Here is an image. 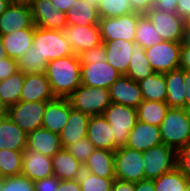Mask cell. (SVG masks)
<instances>
[{
  "label": "cell",
  "mask_w": 190,
  "mask_h": 191,
  "mask_svg": "<svg viewBox=\"0 0 190 191\" xmlns=\"http://www.w3.org/2000/svg\"><path fill=\"white\" fill-rule=\"evenodd\" d=\"M45 75L55 97L68 98L81 85V62L73 54L49 61Z\"/></svg>",
  "instance_id": "cell-1"
},
{
  "label": "cell",
  "mask_w": 190,
  "mask_h": 191,
  "mask_svg": "<svg viewBox=\"0 0 190 191\" xmlns=\"http://www.w3.org/2000/svg\"><path fill=\"white\" fill-rule=\"evenodd\" d=\"M159 130L163 144L178 151L190 141V110L169 108Z\"/></svg>",
  "instance_id": "cell-2"
},
{
  "label": "cell",
  "mask_w": 190,
  "mask_h": 191,
  "mask_svg": "<svg viewBox=\"0 0 190 191\" xmlns=\"http://www.w3.org/2000/svg\"><path fill=\"white\" fill-rule=\"evenodd\" d=\"M32 45L37 54L47 62L74 54L61 30L35 26Z\"/></svg>",
  "instance_id": "cell-3"
},
{
  "label": "cell",
  "mask_w": 190,
  "mask_h": 191,
  "mask_svg": "<svg viewBox=\"0 0 190 191\" xmlns=\"http://www.w3.org/2000/svg\"><path fill=\"white\" fill-rule=\"evenodd\" d=\"M102 115L111 127L114 151L117 148L126 146L129 132L138 120L137 109L112 102Z\"/></svg>",
  "instance_id": "cell-4"
},
{
  "label": "cell",
  "mask_w": 190,
  "mask_h": 191,
  "mask_svg": "<svg viewBox=\"0 0 190 191\" xmlns=\"http://www.w3.org/2000/svg\"><path fill=\"white\" fill-rule=\"evenodd\" d=\"M72 109L89 116L102 115L112 103L108 89L80 85L69 97Z\"/></svg>",
  "instance_id": "cell-5"
},
{
  "label": "cell",
  "mask_w": 190,
  "mask_h": 191,
  "mask_svg": "<svg viewBox=\"0 0 190 191\" xmlns=\"http://www.w3.org/2000/svg\"><path fill=\"white\" fill-rule=\"evenodd\" d=\"M145 179L154 180L177 167V151L165 144L143 151Z\"/></svg>",
  "instance_id": "cell-6"
},
{
  "label": "cell",
  "mask_w": 190,
  "mask_h": 191,
  "mask_svg": "<svg viewBox=\"0 0 190 191\" xmlns=\"http://www.w3.org/2000/svg\"><path fill=\"white\" fill-rule=\"evenodd\" d=\"M143 152L129 147H120L114 151L115 178L129 182L145 179Z\"/></svg>",
  "instance_id": "cell-7"
},
{
  "label": "cell",
  "mask_w": 190,
  "mask_h": 191,
  "mask_svg": "<svg viewBox=\"0 0 190 191\" xmlns=\"http://www.w3.org/2000/svg\"><path fill=\"white\" fill-rule=\"evenodd\" d=\"M182 43L161 41L145 49L148 62L156 73H166L180 68Z\"/></svg>",
  "instance_id": "cell-8"
},
{
  "label": "cell",
  "mask_w": 190,
  "mask_h": 191,
  "mask_svg": "<svg viewBox=\"0 0 190 191\" xmlns=\"http://www.w3.org/2000/svg\"><path fill=\"white\" fill-rule=\"evenodd\" d=\"M46 101L18 103L8 108V117L26 134L42 127Z\"/></svg>",
  "instance_id": "cell-9"
},
{
  "label": "cell",
  "mask_w": 190,
  "mask_h": 191,
  "mask_svg": "<svg viewBox=\"0 0 190 191\" xmlns=\"http://www.w3.org/2000/svg\"><path fill=\"white\" fill-rule=\"evenodd\" d=\"M98 25L102 41L126 40L135 42L137 13L100 18Z\"/></svg>",
  "instance_id": "cell-10"
},
{
  "label": "cell",
  "mask_w": 190,
  "mask_h": 191,
  "mask_svg": "<svg viewBox=\"0 0 190 191\" xmlns=\"http://www.w3.org/2000/svg\"><path fill=\"white\" fill-rule=\"evenodd\" d=\"M158 35L164 41L182 43L184 37L185 20L176 13L163 12L154 7L145 14Z\"/></svg>",
  "instance_id": "cell-11"
},
{
  "label": "cell",
  "mask_w": 190,
  "mask_h": 191,
  "mask_svg": "<svg viewBox=\"0 0 190 191\" xmlns=\"http://www.w3.org/2000/svg\"><path fill=\"white\" fill-rule=\"evenodd\" d=\"M27 28H35L29 2L12 1L0 15V36Z\"/></svg>",
  "instance_id": "cell-12"
},
{
  "label": "cell",
  "mask_w": 190,
  "mask_h": 191,
  "mask_svg": "<svg viewBox=\"0 0 190 191\" xmlns=\"http://www.w3.org/2000/svg\"><path fill=\"white\" fill-rule=\"evenodd\" d=\"M29 4L36 27L56 30L67 27L66 13L56 8L51 0H31Z\"/></svg>",
  "instance_id": "cell-13"
},
{
  "label": "cell",
  "mask_w": 190,
  "mask_h": 191,
  "mask_svg": "<svg viewBox=\"0 0 190 191\" xmlns=\"http://www.w3.org/2000/svg\"><path fill=\"white\" fill-rule=\"evenodd\" d=\"M69 41L74 54L79 55L85 50H91L102 44L99 25L67 26L61 30Z\"/></svg>",
  "instance_id": "cell-14"
},
{
  "label": "cell",
  "mask_w": 190,
  "mask_h": 191,
  "mask_svg": "<svg viewBox=\"0 0 190 191\" xmlns=\"http://www.w3.org/2000/svg\"><path fill=\"white\" fill-rule=\"evenodd\" d=\"M122 75L107 61H92V64L81 65V84L108 89Z\"/></svg>",
  "instance_id": "cell-15"
},
{
  "label": "cell",
  "mask_w": 190,
  "mask_h": 191,
  "mask_svg": "<svg viewBox=\"0 0 190 191\" xmlns=\"http://www.w3.org/2000/svg\"><path fill=\"white\" fill-rule=\"evenodd\" d=\"M161 144L159 127L137 120L129 132L126 147L143 152Z\"/></svg>",
  "instance_id": "cell-16"
},
{
  "label": "cell",
  "mask_w": 190,
  "mask_h": 191,
  "mask_svg": "<svg viewBox=\"0 0 190 191\" xmlns=\"http://www.w3.org/2000/svg\"><path fill=\"white\" fill-rule=\"evenodd\" d=\"M71 110V104L66 97H55L46 101L42 127L59 134L62 128L66 126Z\"/></svg>",
  "instance_id": "cell-17"
},
{
  "label": "cell",
  "mask_w": 190,
  "mask_h": 191,
  "mask_svg": "<svg viewBox=\"0 0 190 191\" xmlns=\"http://www.w3.org/2000/svg\"><path fill=\"white\" fill-rule=\"evenodd\" d=\"M111 101L137 108L143 101L138 82L122 75L108 88Z\"/></svg>",
  "instance_id": "cell-18"
},
{
  "label": "cell",
  "mask_w": 190,
  "mask_h": 191,
  "mask_svg": "<svg viewBox=\"0 0 190 191\" xmlns=\"http://www.w3.org/2000/svg\"><path fill=\"white\" fill-rule=\"evenodd\" d=\"M55 98L45 73L25 74L20 101H49Z\"/></svg>",
  "instance_id": "cell-19"
},
{
  "label": "cell",
  "mask_w": 190,
  "mask_h": 191,
  "mask_svg": "<svg viewBox=\"0 0 190 191\" xmlns=\"http://www.w3.org/2000/svg\"><path fill=\"white\" fill-rule=\"evenodd\" d=\"M22 175L32 181L54 175L51 157L45 156L35 150L23 151Z\"/></svg>",
  "instance_id": "cell-20"
},
{
  "label": "cell",
  "mask_w": 190,
  "mask_h": 191,
  "mask_svg": "<svg viewBox=\"0 0 190 191\" xmlns=\"http://www.w3.org/2000/svg\"><path fill=\"white\" fill-rule=\"evenodd\" d=\"M26 149L35 150L45 156L53 157L63 147L59 134L40 127L27 134Z\"/></svg>",
  "instance_id": "cell-21"
},
{
  "label": "cell",
  "mask_w": 190,
  "mask_h": 191,
  "mask_svg": "<svg viewBox=\"0 0 190 191\" xmlns=\"http://www.w3.org/2000/svg\"><path fill=\"white\" fill-rule=\"evenodd\" d=\"M106 54L107 62L121 75H126L132 57V49L135 42L126 40L102 41Z\"/></svg>",
  "instance_id": "cell-22"
},
{
  "label": "cell",
  "mask_w": 190,
  "mask_h": 191,
  "mask_svg": "<svg viewBox=\"0 0 190 191\" xmlns=\"http://www.w3.org/2000/svg\"><path fill=\"white\" fill-rule=\"evenodd\" d=\"M90 117L91 116L74 109L69 112L66 126H64L59 133L63 149L68 145L76 143L77 140L87 137V128Z\"/></svg>",
  "instance_id": "cell-23"
},
{
  "label": "cell",
  "mask_w": 190,
  "mask_h": 191,
  "mask_svg": "<svg viewBox=\"0 0 190 191\" xmlns=\"http://www.w3.org/2000/svg\"><path fill=\"white\" fill-rule=\"evenodd\" d=\"M87 137L95 149L114 151L113 133L103 115L91 116L88 122Z\"/></svg>",
  "instance_id": "cell-24"
},
{
  "label": "cell",
  "mask_w": 190,
  "mask_h": 191,
  "mask_svg": "<svg viewBox=\"0 0 190 191\" xmlns=\"http://www.w3.org/2000/svg\"><path fill=\"white\" fill-rule=\"evenodd\" d=\"M34 33L35 28H27L1 35L7 56L18 61L31 48Z\"/></svg>",
  "instance_id": "cell-25"
},
{
  "label": "cell",
  "mask_w": 190,
  "mask_h": 191,
  "mask_svg": "<svg viewBox=\"0 0 190 191\" xmlns=\"http://www.w3.org/2000/svg\"><path fill=\"white\" fill-rule=\"evenodd\" d=\"M83 171L102 178H115L114 151L95 149L84 163Z\"/></svg>",
  "instance_id": "cell-26"
},
{
  "label": "cell",
  "mask_w": 190,
  "mask_h": 191,
  "mask_svg": "<svg viewBox=\"0 0 190 191\" xmlns=\"http://www.w3.org/2000/svg\"><path fill=\"white\" fill-rule=\"evenodd\" d=\"M53 172L60 180L78 179L83 172V164L76 160L66 149L51 157Z\"/></svg>",
  "instance_id": "cell-27"
},
{
  "label": "cell",
  "mask_w": 190,
  "mask_h": 191,
  "mask_svg": "<svg viewBox=\"0 0 190 191\" xmlns=\"http://www.w3.org/2000/svg\"><path fill=\"white\" fill-rule=\"evenodd\" d=\"M27 145V134L7 116L0 122V149L24 151Z\"/></svg>",
  "instance_id": "cell-28"
},
{
  "label": "cell",
  "mask_w": 190,
  "mask_h": 191,
  "mask_svg": "<svg viewBox=\"0 0 190 191\" xmlns=\"http://www.w3.org/2000/svg\"><path fill=\"white\" fill-rule=\"evenodd\" d=\"M166 103L170 108H185L184 70L178 68L165 73Z\"/></svg>",
  "instance_id": "cell-29"
},
{
  "label": "cell",
  "mask_w": 190,
  "mask_h": 191,
  "mask_svg": "<svg viewBox=\"0 0 190 191\" xmlns=\"http://www.w3.org/2000/svg\"><path fill=\"white\" fill-rule=\"evenodd\" d=\"M73 7L66 13L67 26L98 25L100 17L97 8L87 2L76 0Z\"/></svg>",
  "instance_id": "cell-30"
},
{
  "label": "cell",
  "mask_w": 190,
  "mask_h": 191,
  "mask_svg": "<svg viewBox=\"0 0 190 191\" xmlns=\"http://www.w3.org/2000/svg\"><path fill=\"white\" fill-rule=\"evenodd\" d=\"M143 100L166 102L165 73H154L138 82Z\"/></svg>",
  "instance_id": "cell-31"
},
{
  "label": "cell",
  "mask_w": 190,
  "mask_h": 191,
  "mask_svg": "<svg viewBox=\"0 0 190 191\" xmlns=\"http://www.w3.org/2000/svg\"><path fill=\"white\" fill-rule=\"evenodd\" d=\"M25 74L17 71L5 80L0 81V104L9 108L20 101Z\"/></svg>",
  "instance_id": "cell-32"
},
{
  "label": "cell",
  "mask_w": 190,
  "mask_h": 191,
  "mask_svg": "<svg viewBox=\"0 0 190 191\" xmlns=\"http://www.w3.org/2000/svg\"><path fill=\"white\" fill-rule=\"evenodd\" d=\"M154 73L155 71L147 60L145 49L140 45L135 44L132 49V57L125 76L139 82Z\"/></svg>",
  "instance_id": "cell-33"
},
{
  "label": "cell",
  "mask_w": 190,
  "mask_h": 191,
  "mask_svg": "<svg viewBox=\"0 0 190 191\" xmlns=\"http://www.w3.org/2000/svg\"><path fill=\"white\" fill-rule=\"evenodd\" d=\"M169 108L166 102L143 100L136 108L137 117L139 121L159 127Z\"/></svg>",
  "instance_id": "cell-34"
},
{
  "label": "cell",
  "mask_w": 190,
  "mask_h": 191,
  "mask_svg": "<svg viewBox=\"0 0 190 191\" xmlns=\"http://www.w3.org/2000/svg\"><path fill=\"white\" fill-rule=\"evenodd\" d=\"M161 41V37L149 21L148 17L137 13V25L135 31V43L143 49L154 46Z\"/></svg>",
  "instance_id": "cell-35"
},
{
  "label": "cell",
  "mask_w": 190,
  "mask_h": 191,
  "mask_svg": "<svg viewBox=\"0 0 190 191\" xmlns=\"http://www.w3.org/2000/svg\"><path fill=\"white\" fill-rule=\"evenodd\" d=\"M153 181L156 191H187V178L177 167Z\"/></svg>",
  "instance_id": "cell-36"
},
{
  "label": "cell",
  "mask_w": 190,
  "mask_h": 191,
  "mask_svg": "<svg viewBox=\"0 0 190 191\" xmlns=\"http://www.w3.org/2000/svg\"><path fill=\"white\" fill-rule=\"evenodd\" d=\"M23 151L0 149V170L2 178L22 173Z\"/></svg>",
  "instance_id": "cell-37"
},
{
  "label": "cell",
  "mask_w": 190,
  "mask_h": 191,
  "mask_svg": "<svg viewBox=\"0 0 190 191\" xmlns=\"http://www.w3.org/2000/svg\"><path fill=\"white\" fill-rule=\"evenodd\" d=\"M97 11L100 18L119 17L133 12L129 0H100Z\"/></svg>",
  "instance_id": "cell-38"
},
{
  "label": "cell",
  "mask_w": 190,
  "mask_h": 191,
  "mask_svg": "<svg viewBox=\"0 0 190 191\" xmlns=\"http://www.w3.org/2000/svg\"><path fill=\"white\" fill-rule=\"evenodd\" d=\"M18 70L24 74L28 73H45L48 62L41 58L37 52L31 48L17 61Z\"/></svg>",
  "instance_id": "cell-39"
},
{
  "label": "cell",
  "mask_w": 190,
  "mask_h": 191,
  "mask_svg": "<svg viewBox=\"0 0 190 191\" xmlns=\"http://www.w3.org/2000/svg\"><path fill=\"white\" fill-rule=\"evenodd\" d=\"M78 180L82 191H111L115 178H102L83 171Z\"/></svg>",
  "instance_id": "cell-40"
},
{
  "label": "cell",
  "mask_w": 190,
  "mask_h": 191,
  "mask_svg": "<svg viewBox=\"0 0 190 191\" xmlns=\"http://www.w3.org/2000/svg\"><path fill=\"white\" fill-rule=\"evenodd\" d=\"M76 160H78L81 164L87 161L89 156L95 150L94 145L85 137L81 140H77L76 143L68 145L65 148Z\"/></svg>",
  "instance_id": "cell-41"
},
{
  "label": "cell",
  "mask_w": 190,
  "mask_h": 191,
  "mask_svg": "<svg viewBox=\"0 0 190 191\" xmlns=\"http://www.w3.org/2000/svg\"><path fill=\"white\" fill-rule=\"evenodd\" d=\"M3 191H35L34 181L24 175L3 178Z\"/></svg>",
  "instance_id": "cell-42"
},
{
  "label": "cell",
  "mask_w": 190,
  "mask_h": 191,
  "mask_svg": "<svg viewBox=\"0 0 190 191\" xmlns=\"http://www.w3.org/2000/svg\"><path fill=\"white\" fill-rule=\"evenodd\" d=\"M81 65L92 64V61L103 60L107 61V54L104 44H100L91 50H85L79 54Z\"/></svg>",
  "instance_id": "cell-43"
},
{
  "label": "cell",
  "mask_w": 190,
  "mask_h": 191,
  "mask_svg": "<svg viewBox=\"0 0 190 191\" xmlns=\"http://www.w3.org/2000/svg\"><path fill=\"white\" fill-rule=\"evenodd\" d=\"M177 168L190 178V141L177 151Z\"/></svg>",
  "instance_id": "cell-44"
},
{
  "label": "cell",
  "mask_w": 190,
  "mask_h": 191,
  "mask_svg": "<svg viewBox=\"0 0 190 191\" xmlns=\"http://www.w3.org/2000/svg\"><path fill=\"white\" fill-rule=\"evenodd\" d=\"M59 185L60 179L55 175L34 181L35 191H58Z\"/></svg>",
  "instance_id": "cell-45"
},
{
  "label": "cell",
  "mask_w": 190,
  "mask_h": 191,
  "mask_svg": "<svg viewBox=\"0 0 190 191\" xmlns=\"http://www.w3.org/2000/svg\"><path fill=\"white\" fill-rule=\"evenodd\" d=\"M17 71H19L17 60L7 56L0 61V81L7 79Z\"/></svg>",
  "instance_id": "cell-46"
},
{
  "label": "cell",
  "mask_w": 190,
  "mask_h": 191,
  "mask_svg": "<svg viewBox=\"0 0 190 191\" xmlns=\"http://www.w3.org/2000/svg\"><path fill=\"white\" fill-rule=\"evenodd\" d=\"M133 12L138 14L148 13L155 4V0H129Z\"/></svg>",
  "instance_id": "cell-47"
},
{
  "label": "cell",
  "mask_w": 190,
  "mask_h": 191,
  "mask_svg": "<svg viewBox=\"0 0 190 191\" xmlns=\"http://www.w3.org/2000/svg\"><path fill=\"white\" fill-rule=\"evenodd\" d=\"M177 2L178 0H155L154 8L165 13H176Z\"/></svg>",
  "instance_id": "cell-48"
},
{
  "label": "cell",
  "mask_w": 190,
  "mask_h": 191,
  "mask_svg": "<svg viewBox=\"0 0 190 191\" xmlns=\"http://www.w3.org/2000/svg\"><path fill=\"white\" fill-rule=\"evenodd\" d=\"M58 191H82V189L78 179L60 180Z\"/></svg>",
  "instance_id": "cell-49"
},
{
  "label": "cell",
  "mask_w": 190,
  "mask_h": 191,
  "mask_svg": "<svg viewBox=\"0 0 190 191\" xmlns=\"http://www.w3.org/2000/svg\"><path fill=\"white\" fill-rule=\"evenodd\" d=\"M176 14L186 20L190 16V0H178Z\"/></svg>",
  "instance_id": "cell-50"
},
{
  "label": "cell",
  "mask_w": 190,
  "mask_h": 191,
  "mask_svg": "<svg viewBox=\"0 0 190 191\" xmlns=\"http://www.w3.org/2000/svg\"><path fill=\"white\" fill-rule=\"evenodd\" d=\"M111 191H135V183L115 178Z\"/></svg>",
  "instance_id": "cell-51"
},
{
  "label": "cell",
  "mask_w": 190,
  "mask_h": 191,
  "mask_svg": "<svg viewBox=\"0 0 190 191\" xmlns=\"http://www.w3.org/2000/svg\"><path fill=\"white\" fill-rule=\"evenodd\" d=\"M180 68L190 70V47L183 44L181 46Z\"/></svg>",
  "instance_id": "cell-52"
},
{
  "label": "cell",
  "mask_w": 190,
  "mask_h": 191,
  "mask_svg": "<svg viewBox=\"0 0 190 191\" xmlns=\"http://www.w3.org/2000/svg\"><path fill=\"white\" fill-rule=\"evenodd\" d=\"M185 108L190 110V70H184Z\"/></svg>",
  "instance_id": "cell-53"
},
{
  "label": "cell",
  "mask_w": 190,
  "mask_h": 191,
  "mask_svg": "<svg viewBox=\"0 0 190 191\" xmlns=\"http://www.w3.org/2000/svg\"><path fill=\"white\" fill-rule=\"evenodd\" d=\"M135 191H156L154 187V181L150 179H144L139 182H135Z\"/></svg>",
  "instance_id": "cell-54"
},
{
  "label": "cell",
  "mask_w": 190,
  "mask_h": 191,
  "mask_svg": "<svg viewBox=\"0 0 190 191\" xmlns=\"http://www.w3.org/2000/svg\"><path fill=\"white\" fill-rule=\"evenodd\" d=\"M75 1L76 0H51L56 8L65 13H67L70 8L73 7L72 3Z\"/></svg>",
  "instance_id": "cell-55"
},
{
  "label": "cell",
  "mask_w": 190,
  "mask_h": 191,
  "mask_svg": "<svg viewBox=\"0 0 190 191\" xmlns=\"http://www.w3.org/2000/svg\"><path fill=\"white\" fill-rule=\"evenodd\" d=\"M182 44L190 47V28L184 29V37H183Z\"/></svg>",
  "instance_id": "cell-56"
},
{
  "label": "cell",
  "mask_w": 190,
  "mask_h": 191,
  "mask_svg": "<svg viewBox=\"0 0 190 191\" xmlns=\"http://www.w3.org/2000/svg\"><path fill=\"white\" fill-rule=\"evenodd\" d=\"M8 116V108L0 104V122Z\"/></svg>",
  "instance_id": "cell-57"
},
{
  "label": "cell",
  "mask_w": 190,
  "mask_h": 191,
  "mask_svg": "<svg viewBox=\"0 0 190 191\" xmlns=\"http://www.w3.org/2000/svg\"><path fill=\"white\" fill-rule=\"evenodd\" d=\"M12 0H0V15L7 9Z\"/></svg>",
  "instance_id": "cell-58"
},
{
  "label": "cell",
  "mask_w": 190,
  "mask_h": 191,
  "mask_svg": "<svg viewBox=\"0 0 190 191\" xmlns=\"http://www.w3.org/2000/svg\"><path fill=\"white\" fill-rule=\"evenodd\" d=\"M6 57H7V54L5 51V47H4L2 40H1V37H0V61Z\"/></svg>",
  "instance_id": "cell-59"
},
{
  "label": "cell",
  "mask_w": 190,
  "mask_h": 191,
  "mask_svg": "<svg viewBox=\"0 0 190 191\" xmlns=\"http://www.w3.org/2000/svg\"><path fill=\"white\" fill-rule=\"evenodd\" d=\"M82 2H87L90 5L95 6L96 8H98L99 4H100V0H81Z\"/></svg>",
  "instance_id": "cell-60"
},
{
  "label": "cell",
  "mask_w": 190,
  "mask_h": 191,
  "mask_svg": "<svg viewBox=\"0 0 190 191\" xmlns=\"http://www.w3.org/2000/svg\"><path fill=\"white\" fill-rule=\"evenodd\" d=\"M185 28H190V16L185 20Z\"/></svg>",
  "instance_id": "cell-61"
},
{
  "label": "cell",
  "mask_w": 190,
  "mask_h": 191,
  "mask_svg": "<svg viewBox=\"0 0 190 191\" xmlns=\"http://www.w3.org/2000/svg\"><path fill=\"white\" fill-rule=\"evenodd\" d=\"M3 178H0V191H3Z\"/></svg>",
  "instance_id": "cell-62"
},
{
  "label": "cell",
  "mask_w": 190,
  "mask_h": 191,
  "mask_svg": "<svg viewBox=\"0 0 190 191\" xmlns=\"http://www.w3.org/2000/svg\"><path fill=\"white\" fill-rule=\"evenodd\" d=\"M187 191H190V178H187Z\"/></svg>",
  "instance_id": "cell-63"
},
{
  "label": "cell",
  "mask_w": 190,
  "mask_h": 191,
  "mask_svg": "<svg viewBox=\"0 0 190 191\" xmlns=\"http://www.w3.org/2000/svg\"><path fill=\"white\" fill-rule=\"evenodd\" d=\"M12 1H18V2H30L31 0H12Z\"/></svg>",
  "instance_id": "cell-64"
}]
</instances>
